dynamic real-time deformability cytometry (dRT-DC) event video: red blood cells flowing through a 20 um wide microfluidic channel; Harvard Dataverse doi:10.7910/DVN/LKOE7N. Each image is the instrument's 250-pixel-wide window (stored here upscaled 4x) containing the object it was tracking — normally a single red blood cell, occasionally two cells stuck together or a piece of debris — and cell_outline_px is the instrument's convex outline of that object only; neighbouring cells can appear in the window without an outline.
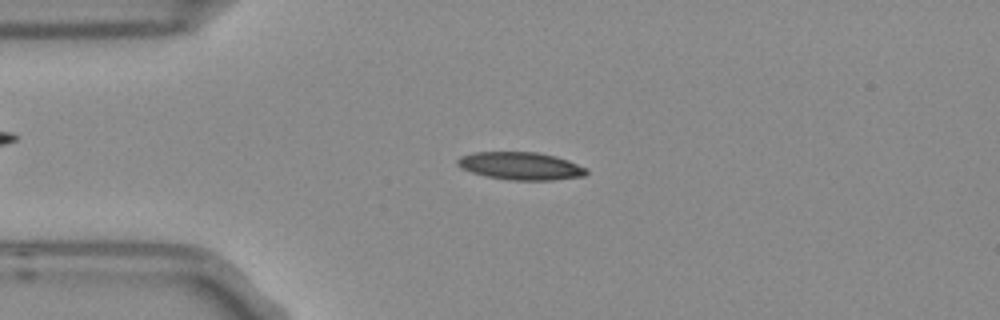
{"species": "Egyptian fruit bat (a non-hibernating species)", "species_latin": "Rousettus aegyptiacus", "temperature_condition": "room temperature", "stored_images_in_passage": 4, "camera_frame_rate_fps": 3000, "um_per_image_px": 0.085, "frame": {"image": 1, "passage_image": 1, "time_ms": 0.0, "image_size_px": [1000, 320], "cell_outline_px": [[588, 172], [584, 176], [552, 180], [512, 180], [488, 176], [472, 172], [460, 168], [456, 164], [456, 160], [460, 156], [472, 152], [536, 152], [556, 156], [568, 160], [588, 168]], "centroid_in_image_um": [44.26, 14.1], "position_along_channel_um": 40.7, "area_um2": 20.87}}
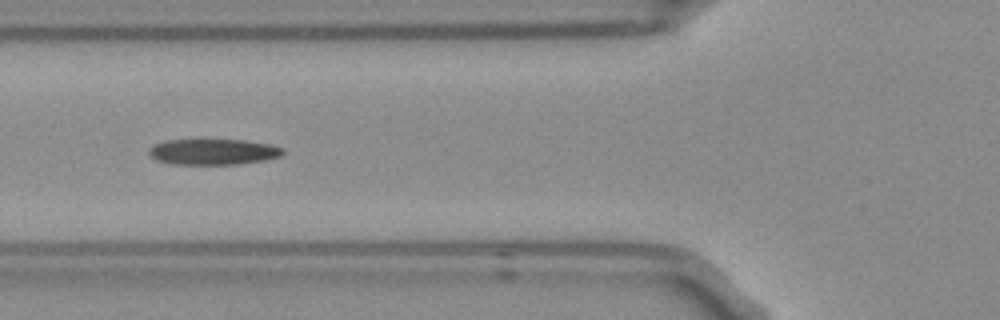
{"frame": {"image": 2, "passage_image": 3, "time_ms": 0.667, "image_size_px": [1000, 320], "cell_outline_px": [[284, 152], [280, 156], [264, 160], [240, 164], [172, 164], [156, 160], [148, 152], [148, 148], [156, 144], [168, 140], [244, 140], [272, 144], [284, 148]], "centroid_in_image_um": [18.15, 12.9], "position_along_channel_um": 107.6, "area_um2": 20.11}}